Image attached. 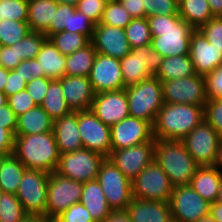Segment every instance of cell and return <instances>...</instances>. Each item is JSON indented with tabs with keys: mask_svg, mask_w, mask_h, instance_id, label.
Masks as SVG:
<instances>
[{
	"mask_svg": "<svg viewBox=\"0 0 222 222\" xmlns=\"http://www.w3.org/2000/svg\"><path fill=\"white\" fill-rule=\"evenodd\" d=\"M8 104L17 117L37 106L26 89L9 96Z\"/></svg>",
	"mask_w": 222,
	"mask_h": 222,
	"instance_id": "7dc6e473",
	"label": "cell"
},
{
	"mask_svg": "<svg viewBox=\"0 0 222 222\" xmlns=\"http://www.w3.org/2000/svg\"><path fill=\"white\" fill-rule=\"evenodd\" d=\"M104 159L102 154L82 148L61 154L55 172L83 183L96 180Z\"/></svg>",
	"mask_w": 222,
	"mask_h": 222,
	"instance_id": "30bf717a",
	"label": "cell"
},
{
	"mask_svg": "<svg viewBox=\"0 0 222 222\" xmlns=\"http://www.w3.org/2000/svg\"><path fill=\"white\" fill-rule=\"evenodd\" d=\"M206 40L217 49L222 50V19L214 17L198 28Z\"/></svg>",
	"mask_w": 222,
	"mask_h": 222,
	"instance_id": "f6af8a7d",
	"label": "cell"
},
{
	"mask_svg": "<svg viewBox=\"0 0 222 222\" xmlns=\"http://www.w3.org/2000/svg\"><path fill=\"white\" fill-rule=\"evenodd\" d=\"M209 214L217 221L222 222V204L214 202L210 204Z\"/></svg>",
	"mask_w": 222,
	"mask_h": 222,
	"instance_id": "94428289",
	"label": "cell"
},
{
	"mask_svg": "<svg viewBox=\"0 0 222 222\" xmlns=\"http://www.w3.org/2000/svg\"><path fill=\"white\" fill-rule=\"evenodd\" d=\"M155 138L140 145L111 150L108 157L131 181L154 161Z\"/></svg>",
	"mask_w": 222,
	"mask_h": 222,
	"instance_id": "e0dca14e",
	"label": "cell"
},
{
	"mask_svg": "<svg viewBox=\"0 0 222 222\" xmlns=\"http://www.w3.org/2000/svg\"><path fill=\"white\" fill-rule=\"evenodd\" d=\"M189 56L197 75L205 76L222 65V50L209 43L198 29L192 33Z\"/></svg>",
	"mask_w": 222,
	"mask_h": 222,
	"instance_id": "44dd1931",
	"label": "cell"
},
{
	"mask_svg": "<svg viewBox=\"0 0 222 222\" xmlns=\"http://www.w3.org/2000/svg\"><path fill=\"white\" fill-rule=\"evenodd\" d=\"M91 42L97 53L122 59L132 50L124 29L103 24H95Z\"/></svg>",
	"mask_w": 222,
	"mask_h": 222,
	"instance_id": "ffe728a7",
	"label": "cell"
},
{
	"mask_svg": "<svg viewBox=\"0 0 222 222\" xmlns=\"http://www.w3.org/2000/svg\"><path fill=\"white\" fill-rule=\"evenodd\" d=\"M6 155L0 153V167Z\"/></svg>",
	"mask_w": 222,
	"mask_h": 222,
	"instance_id": "8c879c8a",
	"label": "cell"
},
{
	"mask_svg": "<svg viewBox=\"0 0 222 222\" xmlns=\"http://www.w3.org/2000/svg\"><path fill=\"white\" fill-rule=\"evenodd\" d=\"M100 1H103L105 3H109L110 1H113V0H100Z\"/></svg>",
	"mask_w": 222,
	"mask_h": 222,
	"instance_id": "34e18365",
	"label": "cell"
},
{
	"mask_svg": "<svg viewBox=\"0 0 222 222\" xmlns=\"http://www.w3.org/2000/svg\"><path fill=\"white\" fill-rule=\"evenodd\" d=\"M203 120L202 106L164 103L153 123V135L156 140L181 141Z\"/></svg>",
	"mask_w": 222,
	"mask_h": 222,
	"instance_id": "3957f363",
	"label": "cell"
},
{
	"mask_svg": "<svg viewBox=\"0 0 222 222\" xmlns=\"http://www.w3.org/2000/svg\"><path fill=\"white\" fill-rule=\"evenodd\" d=\"M31 32L27 21L1 20L0 45L13 46Z\"/></svg>",
	"mask_w": 222,
	"mask_h": 222,
	"instance_id": "74e56055",
	"label": "cell"
},
{
	"mask_svg": "<svg viewBox=\"0 0 222 222\" xmlns=\"http://www.w3.org/2000/svg\"><path fill=\"white\" fill-rule=\"evenodd\" d=\"M146 18L157 15H179V4L175 0H143Z\"/></svg>",
	"mask_w": 222,
	"mask_h": 222,
	"instance_id": "7bdbcfd3",
	"label": "cell"
},
{
	"mask_svg": "<svg viewBox=\"0 0 222 222\" xmlns=\"http://www.w3.org/2000/svg\"><path fill=\"white\" fill-rule=\"evenodd\" d=\"M96 55L97 51L91 41L83 48L66 55L65 75L88 77Z\"/></svg>",
	"mask_w": 222,
	"mask_h": 222,
	"instance_id": "f546056e",
	"label": "cell"
},
{
	"mask_svg": "<svg viewBox=\"0 0 222 222\" xmlns=\"http://www.w3.org/2000/svg\"><path fill=\"white\" fill-rule=\"evenodd\" d=\"M222 183V170L213 166H199L191 180V187L208 203L216 202Z\"/></svg>",
	"mask_w": 222,
	"mask_h": 222,
	"instance_id": "d4e9b609",
	"label": "cell"
},
{
	"mask_svg": "<svg viewBox=\"0 0 222 222\" xmlns=\"http://www.w3.org/2000/svg\"><path fill=\"white\" fill-rule=\"evenodd\" d=\"M214 166L217 167L219 170L222 169V137L220 138L218 143L217 157Z\"/></svg>",
	"mask_w": 222,
	"mask_h": 222,
	"instance_id": "be15d7a7",
	"label": "cell"
},
{
	"mask_svg": "<svg viewBox=\"0 0 222 222\" xmlns=\"http://www.w3.org/2000/svg\"><path fill=\"white\" fill-rule=\"evenodd\" d=\"M154 160L175 186L190 185L199 165L179 140H156Z\"/></svg>",
	"mask_w": 222,
	"mask_h": 222,
	"instance_id": "277c9868",
	"label": "cell"
},
{
	"mask_svg": "<svg viewBox=\"0 0 222 222\" xmlns=\"http://www.w3.org/2000/svg\"><path fill=\"white\" fill-rule=\"evenodd\" d=\"M97 181L112 211H126L132 200V181L106 157L100 165Z\"/></svg>",
	"mask_w": 222,
	"mask_h": 222,
	"instance_id": "8992f818",
	"label": "cell"
},
{
	"mask_svg": "<svg viewBox=\"0 0 222 222\" xmlns=\"http://www.w3.org/2000/svg\"><path fill=\"white\" fill-rule=\"evenodd\" d=\"M58 80L72 112L91 109L95 92L88 77L65 75Z\"/></svg>",
	"mask_w": 222,
	"mask_h": 222,
	"instance_id": "7402d4cb",
	"label": "cell"
},
{
	"mask_svg": "<svg viewBox=\"0 0 222 222\" xmlns=\"http://www.w3.org/2000/svg\"><path fill=\"white\" fill-rule=\"evenodd\" d=\"M53 120L39 105L17 117L15 135L40 134L52 131Z\"/></svg>",
	"mask_w": 222,
	"mask_h": 222,
	"instance_id": "4316f807",
	"label": "cell"
},
{
	"mask_svg": "<svg viewBox=\"0 0 222 222\" xmlns=\"http://www.w3.org/2000/svg\"><path fill=\"white\" fill-rule=\"evenodd\" d=\"M8 78V69L0 66V92L4 91V87Z\"/></svg>",
	"mask_w": 222,
	"mask_h": 222,
	"instance_id": "e7e4bbea",
	"label": "cell"
},
{
	"mask_svg": "<svg viewBox=\"0 0 222 222\" xmlns=\"http://www.w3.org/2000/svg\"><path fill=\"white\" fill-rule=\"evenodd\" d=\"M54 0H28V25L31 32L44 33L54 22L57 10Z\"/></svg>",
	"mask_w": 222,
	"mask_h": 222,
	"instance_id": "f1b7e54d",
	"label": "cell"
},
{
	"mask_svg": "<svg viewBox=\"0 0 222 222\" xmlns=\"http://www.w3.org/2000/svg\"><path fill=\"white\" fill-rule=\"evenodd\" d=\"M76 7L68 4H58L54 16V22H50L49 28L44 32L47 38L55 33L62 32L68 26L69 11H74Z\"/></svg>",
	"mask_w": 222,
	"mask_h": 222,
	"instance_id": "bcb514c9",
	"label": "cell"
},
{
	"mask_svg": "<svg viewBox=\"0 0 222 222\" xmlns=\"http://www.w3.org/2000/svg\"><path fill=\"white\" fill-rule=\"evenodd\" d=\"M52 131L60 154L83 148L78 128V111L54 120Z\"/></svg>",
	"mask_w": 222,
	"mask_h": 222,
	"instance_id": "603a6c76",
	"label": "cell"
},
{
	"mask_svg": "<svg viewBox=\"0 0 222 222\" xmlns=\"http://www.w3.org/2000/svg\"><path fill=\"white\" fill-rule=\"evenodd\" d=\"M78 128L83 148L102 154H111L110 127L100 121L91 110L78 111Z\"/></svg>",
	"mask_w": 222,
	"mask_h": 222,
	"instance_id": "9a60e30c",
	"label": "cell"
},
{
	"mask_svg": "<svg viewBox=\"0 0 222 222\" xmlns=\"http://www.w3.org/2000/svg\"><path fill=\"white\" fill-rule=\"evenodd\" d=\"M1 20L28 21V0L0 2V22Z\"/></svg>",
	"mask_w": 222,
	"mask_h": 222,
	"instance_id": "60d3db41",
	"label": "cell"
},
{
	"mask_svg": "<svg viewBox=\"0 0 222 222\" xmlns=\"http://www.w3.org/2000/svg\"><path fill=\"white\" fill-rule=\"evenodd\" d=\"M26 82H30L34 78L45 77L44 72H40L39 62L35 59H27L13 69Z\"/></svg>",
	"mask_w": 222,
	"mask_h": 222,
	"instance_id": "f5cc1de1",
	"label": "cell"
},
{
	"mask_svg": "<svg viewBox=\"0 0 222 222\" xmlns=\"http://www.w3.org/2000/svg\"><path fill=\"white\" fill-rule=\"evenodd\" d=\"M57 4H68L76 7L80 0H54Z\"/></svg>",
	"mask_w": 222,
	"mask_h": 222,
	"instance_id": "003e7915",
	"label": "cell"
},
{
	"mask_svg": "<svg viewBox=\"0 0 222 222\" xmlns=\"http://www.w3.org/2000/svg\"><path fill=\"white\" fill-rule=\"evenodd\" d=\"M95 94L125 89L120 60L97 53L88 76Z\"/></svg>",
	"mask_w": 222,
	"mask_h": 222,
	"instance_id": "ac0fdd59",
	"label": "cell"
},
{
	"mask_svg": "<svg viewBox=\"0 0 222 222\" xmlns=\"http://www.w3.org/2000/svg\"><path fill=\"white\" fill-rule=\"evenodd\" d=\"M83 182L64 177L55 171L49 174L47 209L48 218H56L71 205L79 203Z\"/></svg>",
	"mask_w": 222,
	"mask_h": 222,
	"instance_id": "7c38bea8",
	"label": "cell"
},
{
	"mask_svg": "<svg viewBox=\"0 0 222 222\" xmlns=\"http://www.w3.org/2000/svg\"><path fill=\"white\" fill-rule=\"evenodd\" d=\"M13 154L23 163L26 169L47 173L56 170L61 155L53 131L15 135Z\"/></svg>",
	"mask_w": 222,
	"mask_h": 222,
	"instance_id": "7a4b0ae2",
	"label": "cell"
},
{
	"mask_svg": "<svg viewBox=\"0 0 222 222\" xmlns=\"http://www.w3.org/2000/svg\"><path fill=\"white\" fill-rule=\"evenodd\" d=\"M170 207L173 222H196L208 216L210 211V203L203 199L191 185L173 188Z\"/></svg>",
	"mask_w": 222,
	"mask_h": 222,
	"instance_id": "4fadbf2b",
	"label": "cell"
},
{
	"mask_svg": "<svg viewBox=\"0 0 222 222\" xmlns=\"http://www.w3.org/2000/svg\"><path fill=\"white\" fill-rule=\"evenodd\" d=\"M0 126L8 129L15 136L17 127V116L9 107V104L0 107Z\"/></svg>",
	"mask_w": 222,
	"mask_h": 222,
	"instance_id": "9f6ffc18",
	"label": "cell"
},
{
	"mask_svg": "<svg viewBox=\"0 0 222 222\" xmlns=\"http://www.w3.org/2000/svg\"><path fill=\"white\" fill-rule=\"evenodd\" d=\"M132 20V17L119 1L106 3L101 20L98 24L119 27L124 29Z\"/></svg>",
	"mask_w": 222,
	"mask_h": 222,
	"instance_id": "ab89813d",
	"label": "cell"
},
{
	"mask_svg": "<svg viewBox=\"0 0 222 222\" xmlns=\"http://www.w3.org/2000/svg\"><path fill=\"white\" fill-rule=\"evenodd\" d=\"M214 17L222 16V0H207Z\"/></svg>",
	"mask_w": 222,
	"mask_h": 222,
	"instance_id": "6125c7cd",
	"label": "cell"
},
{
	"mask_svg": "<svg viewBox=\"0 0 222 222\" xmlns=\"http://www.w3.org/2000/svg\"><path fill=\"white\" fill-rule=\"evenodd\" d=\"M204 78L207 99H222V65Z\"/></svg>",
	"mask_w": 222,
	"mask_h": 222,
	"instance_id": "681fc988",
	"label": "cell"
},
{
	"mask_svg": "<svg viewBox=\"0 0 222 222\" xmlns=\"http://www.w3.org/2000/svg\"><path fill=\"white\" fill-rule=\"evenodd\" d=\"M47 39L42 32H30L26 37L14 44L16 45L17 59L21 61L35 59Z\"/></svg>",
	"mask_w": 222,
	"mask_h": 222,
	"instance_id": "f35d334b",
	"label": "cell"
},
{
	"mask_svg": "<svg viewBox=\"0 0 222 222\" xmlns=\"http://www.w3.org/2000/svg\"><path fill=\"white\" fill-rule=\"evenodd\" d=\"M221 136L204 119L181 142L199 166H213Z\"/></svg>",
	"mask_w": 222,
	"mask_h": 222,
	"instance_id": "5bb4252c",
	"label": "cell"
},
{
	"mask_svg": "<svg viewBox=\"0 0 222 222\" xmlns=\"http://www.w3.org/2000/svg\"><path fill=\"white\" fill-rule=\"evenodd\" d=\"M25 170L26 167L14 154L6 155L0 167L2 192L16 194Z\"/></svg>",
	"mask_w": 222,
	"mask_h": 222,
	"instance_id": "1f68e13d",
	"label": "cell"
},
{
	"mask_svg": "<svg viewBox=\"0 0 222 222\" xmlns=\"http://www.w3.org/2000/svg\"><path fill=\"white\" fill-rule=\"evenodd\" d=\"M153 49L165 57L189 54L190 39L195 30L179 15L147 17Z\"/></svg>",
	"mask_w": 222,
	"mask_h": 222,
	"instance_id": "6da1fadb",
	"label": "cell"
},
{
	"mask_svg": "<svg viewBox=\"0 0 222 222\" xmlns=\"http://www.w3.org/2000/svg\"><path fill=\"white\" fill-rule=\"evenodd\" d=\"M163 102L167 104H191L202 106L206 97L205 78L197 75L175 80L161 81Z\"/></svg>",
	"mask_w": 222,
	"mask_h": 222,
	"instance_id": "8fae6325",
	"label": "cell"
},
{
	"mask_svg": "<svg viewBox=\"0 0 222 222\" xmlns=\"http://www.w3.org/2000/svg\"><path fill=\"white\" fill-rule=\"evenodd\" d=\"M104 222H131L126 211H112Z\"/></svg>",
	"mask_w": 222,
	"mask_h": 222,
	"instance_id": "91938a15",
	"label": "cell"
},
{
	"mask_svg": "<svg viewBox=\"0 0 222 222\" xmlns=\"http://www.w3.org/2000/svg\"><path fill=\"white\" fill-rule=\"evenodd\" d=\"M164 57L153 49L152 44L132 48L120 59L124 87L135 85L148 77L155 76Z\"/></svg>",
	"mask_w": 222,
	"mask_h": 222,
	"instance_id": "52a82bcc",
	"label": "cell"
},
{
	"mask_svg": "<svg viewBox=\"0 0 222 222\" xmlns=\"http://www.w3.org/2000/svg\"><path fill=\"white\" fill-rule=\"evenodd\" d=\"M27 82L14 70H8V78L4 87V93L7 97L25 89Z\"/></svg>",
	"mask_w": 222,
	"mask_h": 222,
	"instance_id": "11a10c76",
	"label": "cell"
},
{
	"mask_svg": "<svg viewBox=\"0 0 222 222\" xmlns=\"http://www.w3.org/2000/svg\"><path fill=\"white\" fill-rule=\"evenodd\" d=\"M80 203L89 211L95 222H104L112 212L97 179L83 183Z\"/></svg>",
	"mask_w": 222,
	"mask_h": 222,
	"instance_id": "484cf974",
	"label": "cell"
},
{
	"mask_svg": "<svg viewBox=\"0 0 222 222\" xmlns=\"http://www.w3.org/2000/svg\"><path fill=\"white\" fill-rule=\"evenodd\" d=\"M62 55H69L83 48L90 40L81 33L62 31L48 38Z\"/></svg>",
	"mask_w": 222,
	"mask_h": 222,
	"instance_id": "e575fe53",
	"label": "cell"
},
{
	"mask_svg": "<svg viewBox=\"0 0 222 222\" xmlns=\"http://www.w3.org/2000/svg\"><path fill=\"white\" fill-rule=\"evenodd\" d=\"M8 104V97L4 92H0V107Z\"/></svg>",
	"mask_w": 222,
	"mask_h": 222,
	"instance_id": "a7ac6f4b",
	"label": "cell"
},
{
	"mask_svg": "<svg viewBox=\"0 0 222 222\" xmlns=\"http://www.w3.org/2000/svg\"><path fill=\"white\" fill-rule=\"evenodd\" d=\"M126 95L129 104V115L152 125L156 115L163 107L161 81L156 76L126 87Z\"/></svg>",
	"mask_w": 222,
	"mask_h": 222,
	"instance_id": "5b68a950",
	"label": "cell"
},
{
	"mask_svg": "<svg viewBox=\"0 0 222 222\" xmlns=\"http://www.w3.org/2000/svg\"><path fill=\"white\" fill-rule=\"evenodd\" d=\"M53 79L48 77L34 78L27 82L25 89L31 95L36 105H41L45 94L48 91L49 83Z\"/></svg>",
	"mask_w": 222,
	"mask_h": 222,
	"instance_id": "816d5d0a",
	"label": "cell"
},
{
	"mask_svg": "<svg viewBox=\"0 0 222 222\" xmlns=\"http://www.w3.org/2000/svg\"><path fill=\"white\" fill-rule=\"evenodd\" d=\"M195 74L189 54L165 57L155 75L160 81L185 78Z\"/></svg>",
	"mask_w": 222,
	"mask_h": 222,
	"instance_id": "4dcf8cb0",
	"label": "cell"
},
{
	"mask_svg": "<svg viewBox=\"0 0 222 222\" xmlns=\"http://www.w3.org/2000/svg\"><path fill=\"white\" fill-rule=\"evenodd\" d=\"M120 2L132 18H146L143 0H121Z\"/></svg>",
	"mask_w": 222,
	"mask_h": 222,
	"instance_id": "6f0895ef",
	"label": "cell"
},
{
	"mask_svg": "<svg viewBox=\"0 0 222 222\" xmlns=\"http://www.w3.org/2000/svg\"><path fill=\"white\" fill-rule=\"evenodd\" d=\"M23 222H49V218L41 215H28Z\"/></svg>",
	"mask_w": 222,
	"mask_h": 222,
	"instance_id": "03108f58",
	"label": "cell"
},
{
	"mask_svg": "<svg viewBox=\"0 0 222 222\" xmlns=\"http://www.w3.org/2000/svg\"><path fill=\"white\" fill-rule=\"evenodd\" d=\"M49 222H59L56 218H49Z\"/></svg>",
	"mask_w": 222,
	"mask_h": 222,
	"instance_id": "753ad0ef",
	"label": "cell"
},
{
	"mask_svg": "<svg viewBox=\"0 0 222 222\" xmlns=\"http://www.w3.org/2000/svg\"><path fill=\"white\" fill-rule=\"evenodd\" d=\"M179 16L194 29L214 18L207 0H183L179 5Z\"/></svg>",
	"mask_w": 222,
	"mask_h": 222,
	"instance_id": "d6a6232c",
	"label": "cell"
},
{
	"mask_svg": "<svg viewBox=\"0 0 222 222\" xmlns=\"http://www.w3.org/2000/svg\"><path fill=\"white\" fill-rule=\"evenodd\" d=\"M91 110L107 126L129 117V104L126 90L105 91L95 94Z\"/></svg>",
	"mask_w": 222,
	"mask_h": 222,
	"instance_id": "d6986e66",
	"label": "cell"
},
{
	"mask_svg": "<svg viewBox=\"0 0 222 222\" xmlns=\"http://www.w3.org/2000/svg\"><path fill=\"white\" fill-rule=\"evenodd\" d=\"M216 202L222 204V183H221L219 191H218Z\"/></svg>",
	"mask_w": 222,
	"mask_h": 222,
	"instance_id": "2644e50d",
	"label": "cell"
},
{
	"mask_svg": "<svg viewBox=\"0 0 222 222\" xmlns=\"http://www.w3.org/2000/svg\"><path fill=\"white\" fill-rule=\"evenodd\" d=\"M36 59L40 72H44L45 77L60 79L65 76L66 56L62 55L49 39L42 45Z\"/></svg>",
	"mask_w": 222,
	"mask_h": 222,
	"instance_id": "83f0119b",
	"label": "cell"
},
{
	"mask_svg": "<svg viewBox=\"0 0 222 222\" xmlns=\"http://www.w3.org/2000/svg\"><path fill=\"white\" fill-rule=\"evenodd\" d=\"M175 1L180 5L183 0H175Z\"/></svg>",
	"mask_w": 222,
	"mask_h": 222,
	"instance_id": "11e5206c",
	"label": "cell"
},
{
	"mask_svg": "<svg viewBox=\"0 0 222 222\" xmlns=\"http://www.w3.org/2000/svg\"><path fill=\"white\" fill-rule=\"evenodd\" d=\"M204 119L222 137V99H211L206 102Z\"/></svg>",
	"mask_w": 222,
	"mask_h": 222,
	"instance_id": "ee69618b",
	"label": "cell"
},
{
	"mask_svg": "<svg viewBox=\"0 0 222 222\" xmlns=\"http://www.w3.org/2000/svg\"><path fill=\"white\" fill-rule=\"evenodd\" d=\"M196 222H217V221L209 214L208 216H205Z\"/></svg>",
	"mask_w": 222,
	"mask_h": 222,
	"instance_id": "89a4df30",
	"label": "cell"
},
{
	"mask_svg": "<svg viewBox=\"0 0 222 222\" xmlns=\"http://www.w3.org/2000/svg\"><path fill=\"white\" fill-rule=\"evenodd\" d=\"M173 188L167 174L154 160L132 180V197L170 202Z\"/></svg>",
	"mask_w": 222,
	"mask_h": 222,
	"instance_id": "9c48e42d",
	"label": "cell"
},
{
	"mask_svg": "<svg viewBox=\"0 0 222 222\" xmlns=\"http://www.w3.org/2000/svg\"><path fill=\"white\" fill-rule=\"evenodd\" d=\"M40 106L53 121L72 112L63 96L61 82L58 79H53L49 83L48 91Z\"/></svg>",
	"mask_w": 222,
	"mask_h": 222,
	"instance_id": "836d02e7",
	"label": "cell"
},
{
	"mask_svg": "<svg viewBox=\"0 0 222 222\" xmlns=\"http://www.w3.org/2000/svg\"><path fill=\"white\" fill-rule=\"evenodd\" d=\"M21 63L17 59L16 45L0 46V66L5 69L13 70Z\"/></svg>",
	"mask_w": 222,
	"mask_h": 222,
	"instance_id": "db71d44e",
	"label": "cell"
},
{
	"mask_svg": "<svg viewBox=\"0 0 222 222\" xmlns=\"http://www.w3.org/2000/svg\"><path fill=\"white\" fill-rule=\"evenodd\" d=\"M106 3L100 0H80L76 9L84 13L94 24L101 20Z\"/></svg>",
	"mask_w": 222,
	"mask_h": 222,
	"instance_id": "f907efd6",
	"label": "cell"
},
{
	"mask_svg": "<svg viewBox=\"0 0 222 222\" xmlns=\"http://www.w3.org/2000/svg\"><path fill=\"white\" fill-rule=\"evenodd\" d=\"M49 174L39 170H25L16 196L28 215L46 216Z\"/></svg>",
	"mask_w": 222,
	"mask_h": 222,
	"instance_id": "ba28073f",
	"label": "cell"
},
{
	"mask_svg": "<svg viewBox=\"0 0 222 222\" xmlns=\"http://www.w3.org/2000/svg\"><path fill=\"white\" fill-rule=\"evenodd\" d=\"M59 222H95L89 211L79 202L56 217Z\"/></svg>",
	"mask_w": 222,
	"mask_h": 222,
	"instance_id": "c3c4849f",
	"label": "cell"
},
{
	"mask_svg": "<svg viewBox=\"0 0 222 222\" xmlns=\"http://www.w3.org/2000/svg\"><path fill=\"white\" fill-rule=\"evenodd\" d=\"M94 25L84 13L75 9L74 11H69L68 26L65 27L64 31L81 33L91 41L93 38Z\"/></svg>",
	"mask_w": 222,
	"mask_h": 222,
	"instance_id": "b9f144b4",
	"label": "cell"
},
{
	"mask_svg": "<svg viewBox=\"0 0 222 222\" xmlns=\"http://www.w3.org/2000/svg\"><path fill=\"white\" fill-rule=\"evenodd\" d=\"M124 31L131 48L145 46L152 41L147 18H132Z\"/></svg>",
	"mask_w": 222,
	"mask_h": 222,
	"instance_id": "d590c367",
	"label": "cell"
},
{
	"mask_svg": "<svg viewBox=\"0 0 222 222\" xmlns=\"http://www.w3.org/2000/svg\"><path fill=\"white\" fill-rule=\"evenodd\" d=\"M110 137L111 150L140 145L154 139L153 125L129 116L110 127Z\"/></svg>",
	"mask_w": 222,
	"mask_h": 222,
	"instance_id": "2e32d148",
	"label": "cell"
},
{
	"mask_svg": "<svg viewBox=\"0 0 222 222\" xmlns=\"http://www.w3.org/2000/svg\"><path fill=\"white\" fill-rule=\"evenodd\" d=\"M14 151V135L8 130L0 126V153L4 155L13 154Z\"/></svg>",
	"mask_w": 222,
	"mask_h": 222,
	"instance_id": "680465c9",
	"label": "cell"
},
{
	"mask_svg": "<svg viewBox=\"0 0 222 222\" xmlns=\"http://www.w3.org/2000/svg\"><path fill=\"white\" fill-rule=\"evenodd\" d=\"M28 216L16 194L2 193L0 196V222H23Z\"/></svg>",
	"mask_w": 222,
	"mask_h": 222,
	"instance_id": "8d00e7d4",
	"label": "cell"
},
{
	"mask_svg": "<svg viewBox=\"0 0 222 222\" xmlns=\"http://www.w3.org/2000/svg\"><path fill=\"white\" fill-rule=\"evenodd\" d=\"M126 212L131 222H173L170 202L132 198Z\"/></svg>",
	"mask_w": 222,
	"mask_h": 222,
	"instance_id": "cb8c5ba5",
	"label": "cell"
}]
</instances>
